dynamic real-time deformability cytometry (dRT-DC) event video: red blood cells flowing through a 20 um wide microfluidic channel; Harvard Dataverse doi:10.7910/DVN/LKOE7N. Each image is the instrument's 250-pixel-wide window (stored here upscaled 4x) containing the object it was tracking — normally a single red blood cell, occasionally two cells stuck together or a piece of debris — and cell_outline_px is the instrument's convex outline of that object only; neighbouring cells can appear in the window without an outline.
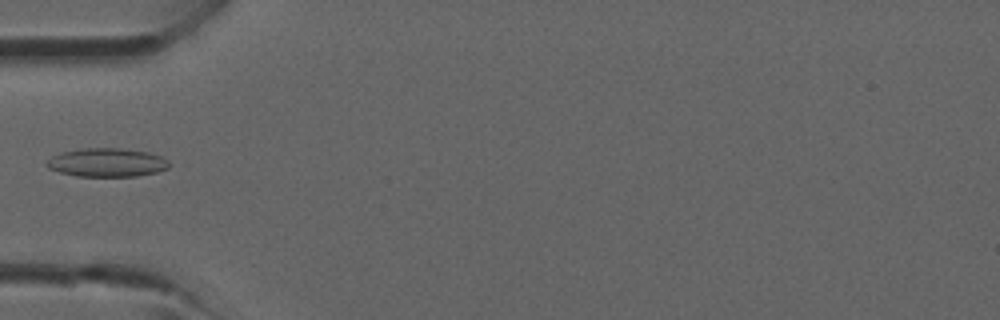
{"species": "common noctule bat (a hibernating species)", "species_latin": "Nyctalus noctula", "temperature_condition": "room temperature", "stored_images_in_passage": 4, "camera_frame_rate_fps": 3000, "um_per_image_px": 0.085, "animal": {"sex": "male", "forearm_length_mm": 52.5}, "frame": {"image": 1, "passage_image": 4, "time_ms": 4.333, "image_size_px": [1000, 320], "cell_outline_px": [[176, 164], [168, 168], [156, 172], [136, 176], [76, 176], [60, 172], [48, 168], [44, 164], [52, 156], [60, 152], [80, 148], [124, 148], [148, 152], [160, 156]], "centroid_in_image_um": [9.12, 13.8], "position_along_channel_um": 75.9, "area_um2": 20.69}}